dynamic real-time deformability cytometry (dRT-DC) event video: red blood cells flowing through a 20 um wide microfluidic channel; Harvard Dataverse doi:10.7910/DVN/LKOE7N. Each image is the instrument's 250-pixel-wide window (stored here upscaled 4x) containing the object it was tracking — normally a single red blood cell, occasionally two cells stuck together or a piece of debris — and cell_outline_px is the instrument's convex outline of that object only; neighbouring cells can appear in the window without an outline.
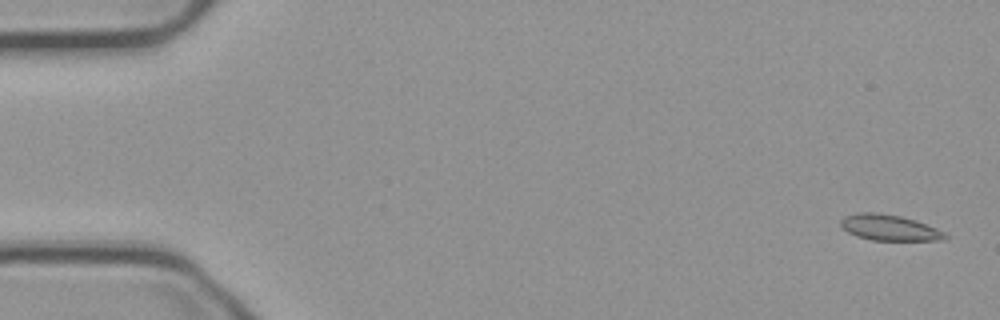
{"species": "common noctule bat (a hibernating species)", "species_latin": "Nyctalus noctula", "temperature_condition": "cold", "stored_images_in_passage": 55, "camera_frame_rate_fps": 3000, "um_per_image_px": 0.085, "animal": {"sex": "male", "body_mass_g": 23.1, "forearm_length_mm": 52.7}, "frame": {"image": 1, "passage_image": 2, "time_ms": 0.333, "image_size_px": [1000, 320], "cell_outline_px": [[948, 240], [872, 240], [856, 236], [848, 232], [840, 224], [840, 220], [844, 216], [860, 212], [876, 212], [900, 216], [916, 220], [936, 228], [944, 232], [948, 236]], "centroid_in_image_um": [75.6, 19.35], "position_along_channel_um": 9.4, "area_um2": 15.72}}
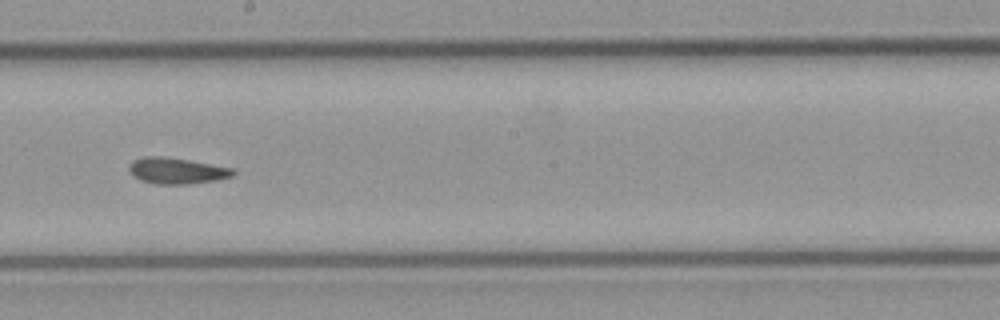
{"frame": {"image": 2, "passage_image": 31, "time_ms": 10.0, "image_size_px": [1000, 320], "cell_outline_px": [[236, 172], [232, 176], [216, 180], [188, 184], [156, 184], [140, 180], [132, 176], [128, 172], [128, 164], [132, 160], [144, 156], [164, 156], [188, 160], [232, 168]], "centroid_in_image_um": [14.94, 14.51], "position_along_channel_um": 233.3, "area_um2": 15.95}}
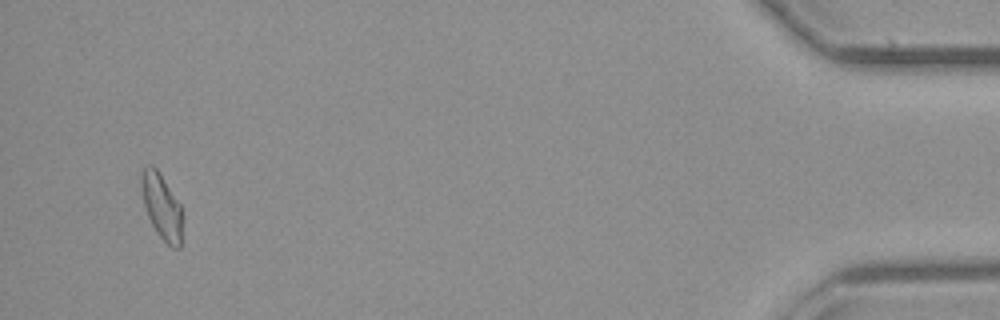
{"frame": {"image": 3, "passage_image": 53, "time_ms": 17.333, "image_size_px": [1000, 320], "cell_outline_px": [[184, 216], [180, 248], [172, 248], [156, 232], [148, 216], [144, 204], [140, 184], [140, 172], [148, 164], [152, 164], [156, 168], [180, 204], [184, 212]], "centroid_in_image_um": [13.76, 17.55], "position_along_channel_um": 421.4, "area_um2": 15.9}, "authors_computed_cell_mechanics": {"area_um2": 15.8372, "velocity_mm_per_s": 3.7322, "shape_relaxation_time_tau1_ms": null, "shape_relaxation_time_tau2_ms": 2.0664, "deformation_change_tau1": null, "deformation_change_tau2": 0.0915}}